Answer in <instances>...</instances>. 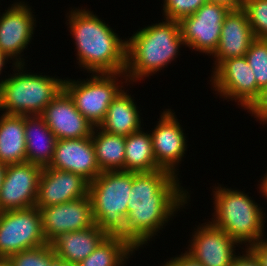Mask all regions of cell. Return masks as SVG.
I'll use <instances>...</instances> for the list:
<instances>
[{
	"mask_svg": "<svg viewBox=\"0 0 267 266\" xmlns=\"http://www.w3.org/2000/svg\"><path fill=\"white\" fill-rule=\"evenodd\" d=\"M89 182L81 175L45 167L42 169L35 207H49L86 197Z\"/></svg>",
	"mask_w": 267,
	"mask_h": 266,
	"instance_id": "16",
	"label": "cell"
},
{
	"mask_svg": "<svg viewBox=\"0 0 267 266\" xmlns=\"http://www.w3.org/2000/svg\"><path fill=\"white\" fill-rule=\"evenodd\" d=\"M53 266H79V264L70 263L56 258Z\"/></svg>",
	"mask_w": 267,
	"mask_h": 266,
	"instance_id": "38",
	"label": "cell"
},
{
	"mask_svg": "<svg viewBox=\"0 0 267 266\" xmlns=\"http://www.w3.org/2000/svg\"><path fill=\"white\" fill-rule=\"evenodd\" d=\"M127 85L129 81L124 72L89 73L83 79L65 77L63 89L72 98L76 109L94 127H99L109 105Z\"/></svg>",
	"mask_w": 267,
	"mask_h": 266,
	"instance_id": "7",
	"label": "cell"
},
{
	"mask_svg": "<svg viewBox=\"0 0 267 266\" xmlns=\"http://www.w3.org/2000/svg\"><path fill=\"white\" fill-rule=\"evenodd\" d=\"M87 8L69 7L65 14L64 22L76 46L74 64L87 74L125 72L126 37H121L109 22Z\"/></svg>",
	"mask_w": 267,
	"mask_h": 266,
	"instance_id": "2",
	"label": "cell"
},
{
	"mask_svg": "<svg viewBox=\"0 0 267 266\" xmlns=\"http://www.w3.org/2000/svg\"><path fill=\"white\" fill-rule=\"evenodd\" d=\"M0 266H13L8 259H0Z\"/></svg>",
	"mask_w": 267,
	"mask_h": 266,
	"instance_id": "40",
	"label": "cell"
},
{
	"mask_svg": "<svg viewBox=\"0 0 267 266\" xmlns=\"http://www.w3.org/2000/svg\"><path fill=\"white\" fill-rule=\"evenodd\" d=\"M4 12L0 11V51L12 59L16 65L28 64L25 50L33 44L37 28L35 11L26 0H13ZM2 8V7H0ZM34 11V12H33ZM27 61V62H26Z\"/></svg>",
	"mask_w": 267,
	"mask_h": 266,
	"instance_id": "9",
	"label": "cell"
},
{
	"mask_svg": "<svg viewBox=\"0 0 267 266\" xmlns=\"http://www.w3.org/2000/svg\"><path fill=\"white\" fill-rule=\"evenodd\" d=\"M210 189L213 209L209 221L213 225L223 229L243 248L267 237L266 208L249 196L251 193L219 183Z\"/></svg>",
	"mask_w": 267,
	"mask_h": 266,
	"instance_id": "4",
	"label": "cell"
},
{
	"mask_svg": "<svg viewBox=\"0 0 267 266\" xmlns=\"http://www.w3.org/2000/svg\"><path fill=\"white\" fill-rule=\"evenodd\" d=\"M91 139L101 172L124 171L125 137L95 127Z\"/></svg>",
	"mask_w": 267,
	"mask_h": 266,
	"instance_id": "26",
	"label": "cell"
},
{
	"mask_svg": "<svg viewBox=\"0 0 267 266\" xmlns=\"http://www.w3.org/2000/svg\"><path fill=\"white\" fill-rule=\"evenodd\" d=\"M248 249L257 257L262 266H267V238L252 244Z\"/></svg>",
	"mask_w": 267,
	"mask_h": 266,
	"instance_id": "34",
	"label": "cell"
},
{
	"mask_svg": "<svg viewBox=\"0 0 267 266\" xmlns=\"http://www.w3.org/2000/svg\"><path fill=\"white\" fill-rule=\"evenodd\" d=\"M46 244L39 208L0 212V259Z\"/></svg>",
	"mask_w": 267,
	"mask_h": 266,
	"instance_id": "8",
	"label": "cell"
},
{
	"mask_svg": "<svg viewBox=\"0 0 267 266\" xmlns=\"http://www.w3.org/2000/svg\"><path fill=\"white\" fill-rule=\"evenodd\" d=\"M39 210L43 233L48 244L60 234L82 230L95 224L89 194L77 200L42 207Z\"/></svg>",
	"mask_w": 267,
	"mask_h": 266,
	"instance_id": "15",
	"label": "cell"
},
{
	"mask_svg": "<svg viewBox=\"0 0 267 266\" xmlns=\"http://www.w3.org/2000/svg\"><path fill=\"white\" fill-rule=\"evenodd\" d=\"M57 139L92 136L91 124L75 107L70 95L62 89L40 115Z\"/></svg>",
	"mask_w": 267,
	"mask_h": 266,
	"instance_id": "17",
	"label": "cell"
},
{
	"mask_svg": "<svg viewBox=\"0 0 267 266\" xmlns=\"http://www.w3.org/2000/svg\"><path fill=\"white\" fill-rule=\"evenodd\" d=\"M171 108L166 107L160 111L159 119L157 118L159 121H156V125L154 122L149 131L156 163L162 169L182 178L179 168L187 156L189 138L180 122L182 120L177 118L175 110Z\"/></svg>",
	"mask_w": 267,
	"mask_h": 266,
	"instance_id": "12",
	"label": "cell"
},
{
	"mask_svg": "<svg viewBox=\"0 0 267 266\" xmlns=\"http://www.w3.org/2000/svg\"><path fill=\"white\" fill-rule=\"evenodd\" d=\"M230 9L215 2H205L194 14L180 21L186 48L210 58L218 48L222 24Z\"/></svg>",
	"mask_w": 267,
	"mask_h": 266,
	"instance_id": "11",
	"label": "cell"
},
{
	"mask_svg": "<svg viewBox=\"0 0 267 266\" xmlns=\"http://www.w3.org/2000/svg\"><path fill=\"white\" fill-rule=\"evenodd\" d=\"M42 169L27 161L6 166L0 190V212L35 206Z\"/></svg>",
	"mask_w": 267,
	"mask_h": 266,
	"instance_id": "14",
	"label": "cell"
},
{
	"mask_svg": "<svg viewBox=\"0 0 267 266\" xmlns=\"http://www.w3.org/2000/svg\"><path fill=\"white\" fill-rule=\"evenodd\" d=\"M202 221L191 229L183 251L203 266H230L243 247L208 219Z\"/></svg>",
	"mask_w": 267,
	"mask_h": 266,
	"instance_id": "13",
	"label": "cell"
},
{
	"mask_svg": "<svg viewBox=\"0 0 267 266\" xmlns=\"http://www.w3.org/2000/svg\"><path fill=\"white\" fill-rule=\"evenodd\" d=\"M147 127L125 137V172H152L162 169L155 160L152 137Z\"/></svg>",
	"mask_w": 267,
	"mask_h": 266,
	"instance_id": "24",
	"label": "cell"
},
{
	"mask_svg": "<svg viewBox=\"0 0 267 266\" xmlns=\"http://www.w3.org/2000/svg\"><path fill=\"white\" fill-rule=\"evenodd\" d=\"M261 178L259 179L257 187H256V191L259 193L257 195H260V197L262 196V198L264 197V202L267 203V170L265 172V174H263L262 176H260Z\"/></svg>",
	"mask_w": 267,
	"mask_h": 266,
	"instance_id": "37",
	"label": "cell"
},
{
	"mask_svg": "<svg viewBox=\"0 0 267 266\" xmlns=\"http://www.w3.org/2000/svg\"><path fill=\"white\" fill-rule=\"evenodd\" d=\"M242 9L247 15L254 37L267 40V0H244Z\"/></svg>",
	"mask_w": 267,
	"mask_h": 266,
	"instance_id": "29",
	"label": "cell"
},
{
	"mask_svg": "<svg viewBox=\"0 0 267 266\" xmlns=\"http://www.w3.org/2000/svg\"><path fill=\"white\" fill-rule=\"evenodd\" d=\"M6 166V164L0 162V190L5 176Z\"/></svg>",
	"mask_w": 267,
	"mask_h": 266,
	"instance_id": "39",
	"label": "cell"
},
{
	"mask_svg": "<svg viewBox=\"0 0 267 266\" xmlns=\"http://www.w3.org/2000/svg\"><path fill=\"white\" fill-rule=\"evenodd\" d=\"M245 57L253 70L260 92L267 87V40L255 38Z\"/></svg>",
	"mask_w": 267,
	"mask_h": 266,
	"instance_id": "27",
	"label": "cell"
},
{
	"mask_svg": "<svg viewBox=\"0 0 267 266\" xmlns=\"http://www.w3.org/2000/svg\"><path fill=\"white\" fill-rule=\"evenodd\" d=\"M208 78L216 97L234 101L244 112L259 97L253 70L245 56L224 60Z\"/></svg>",
	"mask_w": 267,
	"mask_h": 266,
	"instance_id": "10",
	"label": "cell"
},
{
	"mask_svg": "<svg viewBox=\"0 0 267 266\" xmlns=\"http://www.w3.org/2000/svg\"><path fill=\"white\" fill-rule=\"evenodd\" d=\"M255 39L247 15L243 9L230 10L222 24L220 42L213 60L212 73L224 60L245 56Z\"/></svg>",
	"mask_w": 267,
	"mask_h": 266,
	"instance_id": "19",
	"label": "cell"
},
{
	"mask_svg": "<svg viewBox=\"0 0 267 266\" xmlns=\"http://www.w3.org/2000/svg\"><path fill=\"white\" fill-rule=\"evenodd\" d=\"M137 252L121 236H107L79 266H128Z\"/></svg>",
	"mask_w": 267,
	"mask_h": 266,
	"instance_id": "25",
	"label": "cell"
},
{
	"mask_svg": "<svg viewBox=\"0 0 267 266\" xmlns=\"http://www.w3.org/2000/svg\"><path fill=\"white\" fill-rule=\"evenodd\" d=\"M180 254V255H179ZM177 256L168 257L164 260L163 263H160V266H203L199 262H197L195 259H193L189 254H187L185 251L179 253Z\"/></svg>",
	"mask_w": 267,
	"mask_h": 266,
	"instance_id": "32",
	"label": "cell"
},
{
	"mask_svg": "<svg viewBox=\"0 0 267 266\" xmlns=\"http://www.w3.org/2000/svg\"><path fill=\"white\" fill-rule=\"evenodd\" d=\"M143 25L127 37L125 75L129 84L138 85L147 78L166 71L180 58L186 46L179 21L161 19ZM165 68V69H164Z\"/></svg>",
	"mask_w": 267,
	"mask_h": 266,
	"instance_id": "3",
	"label": "cell"
},
{
	"mask_svg": "<svg viewBox=\"0 0 267 266\" xmlns=\"http://www.w3.org/2000/svg\"><path fill=\"white\" fill-rule=\"evenodd\" d=\"M25 116L0 114V162H26Z\"/></svg>",
	"mask_w": 267,
	"mask_h": 266,
	"instance_id": "23",
	"label": "cell"
},
{
	"mask_svg": "<svg viewBox=\"0 0 267 266\" xmlns=\"http://www.w3.org/2000/svg\"><path fill=\"white\" fill-rule=\"evenodd\" d=\"M133 172L103 171L89 183L93 220L108 236H120L126 228Z\"/></svg>",
	"mask_w": 267,
	"mask_h": 266,
	"instance_id": "6",
	"label": "cell"
},
{
	"mask_svg": "<svg viewBox=\"0 0 267 266\" xmlns=\"http://www.w3.org/2000/svg\"><path fill=\"white\" fill-rule=\"evenodd\" d=\"M98 225L60 234L50 244L58 259L79 264L107 237Z\"/></svg>",
	"mask_w": 267,
	"mask_h": 266,
	"instance_id": "21",
	"label": "cell"
},
{
	"mask_svg": "<svg viewBox=\"0 0 267 266\" xmlns=\"http://www.w3.org/2000/svg\"><path fill=\"white\" fill-rule=\"evenodd\" d=\"M162 17L180 21L183 17L194 14L207 0H162Z\"/></svg>",
	"mask_w": 267,
	"mask_h": 266,
	"instance_id": "30",
	"label": "cell"
},
{
	"mask_svg": "<svg viewBox=\"0 0 267 266\" xmlns=\"http://www.w3.org/2000/svg\"><path fill=\"white\" fill-rule=\"evenodd\" d=\"M56 255L51 244L23 250L11 255L8 260L13 266H53Z\"/></svg>",
	"mask_w": 267,
	"mask_h": 266,
	"instance_id": "28",
	"label": "cell"
},
{
	"mask_svg": "<svg viewBox=\"0 0 267 266\" xmlns=\"http://www.w3.org/2000/svg\"><path fill=\"white\" fill-rule=\"evenodd\" d=\"M182 182L165 169L133 172L126 228L120 236L140 251L138 253L151 246L149 244L162 234L161 230L171 225L177 214L186 212V206H191V188Z\"/></svg>",
	"mask_w": 267,
	"mask_h": 266,
	"instance_id": "1",
	"label": "cell"
},
{
	"mask_svg": "<svg viewBox=\"0 0 267 266\" xmlns=\"http://www.w3.org/2000/svg\"><path fill=\"white\" fill-rule=\"evenodd\" d=\"M9 76L0 85V113L41 115L63 89L65 77L30 72L27 64H12ZM56 77V78H55Z\"/></svg>",
	"mask_w": 267,
	"mask_h": 266,
	"instance_id": "5",
	"label": "cell"
},
{
	"mask_svg": "<svg viewBox=\"0 0 267 266\" xmlns=\"http://www.w3.org/2000/svg\"><path fill=\"white\" fill-rule=\"evenodd\" d=\"M132 85V86H131ZM129 86V87H128ZM135 84L127 85L109 105L104 121L99 128L109 134L126 137L129 134L139 131L145 123L143 113L134 99V95L129 92Z\"/></svg>",
	"mask_w": 267,
	"mask_h": 266,
	"instance_id": "20",
	"label": "cell"
},
{
	"mask_svg": "<svg viewBox=\"0 0 267 266\" xmlns=\"http://www.w3.org/2000/svg\"><path fill=\"white\" fill-rule=\"evenodd\" d=\"M9 63L15 64V62L12 59H10L5 53L0 51V85L9 76V71H8V73H7V71H5V70H7ZM3 72L8 74V75L4 74ZM4 75H5V77H4Z\"/></svg>",
	"mask_w": 267,
	"mask_h": 266,
	"instance_id": "35",
	"label": "cell"
},
{
	"mask_svg": "<svg viewBox=\"0 0 267 266\" xmlns=\"http://www.w3.org/2000/svg\"><path fill=\"white\" fill-rule=\"evenodd\" d=\"M48 167L81 175L89 183L101 174L91 136L57 139L53 159Z\"/></svg>",
	"mask_w": 267,
	"mask_h": 266,
	"instance_id": "18",
	"label": "cell"
},
{
	"mask_svg": "<svg viewBox=\"0 0 267 266\" xmlns=\"http://www.w3.org/2000/svg\"><path fill=\"white\" fill-rule=\"evenodd\" d=\"M228 7L230 10H239L243 8L244 0H207Z\"/></svg>",
	"mask_w": 267,
	"mask_h": 266,
	"instance_id": "36",
	"label": "cell"
},
{
	"mask_svg": "<svg viewBox=\"0 0 267 266\" xmlns=\"http://www.w3.org/2000/svg\"><path fill=\"white\" fill-rule=\"evenodd\" d=\"M242 254V255H241ZM230 266H262L257 257L248 249L243 248Z\"/></svg>",
	"mask_w": 267,
	"mask_h": 266,
	"instance_id": "33",
	"label": "cell"
},
{
	"mask_svg": "<svg viewBox=\"0 0 267 266\" xmlns=\"http://www.w3.org/2000/svg\"><path fill=\"white\" fill-rule=\"evenodd\" d=\"M246 114H251V117L256 118L255 121L260 125L267 127V87L260 91L259 97L246 110Z\"/></svg>",
	"mask_w": 267,
	"mask_h": 266,
	"instance_id": "31",
	"label": "cell"
},
{
	"mask_svg": "<svg viewBox=\"0 0 267 266\" xmlns=\"http://www.w3.org/2000/svg\"><path fill=\"white\" fill-rule=\"evenodd\" d=\"M26 161L42 168L53 159L57 138L40 115L25 116Z\"/></svg>",
	"mask_w": 267,
	"mask_h": 266,
	"instance_id": "22",
	"label": "cell"
}]
</instances>
